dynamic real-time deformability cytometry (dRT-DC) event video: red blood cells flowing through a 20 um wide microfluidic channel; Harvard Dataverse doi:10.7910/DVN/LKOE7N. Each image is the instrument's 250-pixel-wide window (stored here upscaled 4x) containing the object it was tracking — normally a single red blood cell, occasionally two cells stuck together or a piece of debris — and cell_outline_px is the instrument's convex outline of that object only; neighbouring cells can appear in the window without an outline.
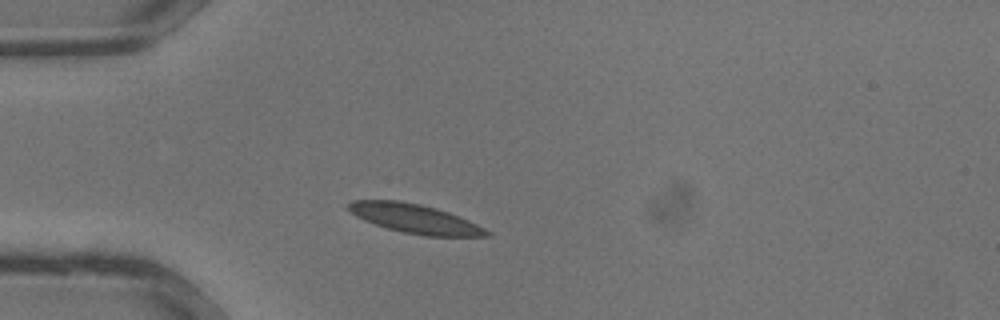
{"species": "common noctule bat (a hibernating species)", "species_latin": "Nyctalus noctula", "temperature_condition": "warm", "stored_images_in_passage": 26, "camera_frame_rate_fps": 3000, "um_per_image_px": 0.085, "animal": {"sex": "male", "body_mass_g": 13.3}, "frame": {"image": 1, "passage_image": 1, "time_ms": 0.0, "image_size_px": [1000, 320], "cell_outline_px": [[492, 232], [488, 236], [424, 236], [404, 232], [388, 228], [364, 220], [348, 212], [348, 204], [352, 200], [400, 200], [420, 204], [436, 208], [448, 212], [468, 220]], "centroid_in_image_um": [35.25, 18.58], "position_along_channel_um": 49.8, "area_um2": 23.29}}
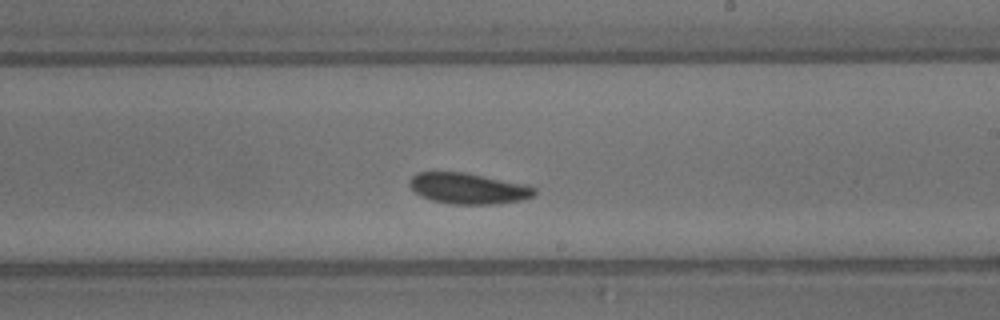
{"frame": {"image": 2, "passage_image": 12, "time_ms": 3.667, "image_size_px": [1000, 320], "cell_outline_px": [[536, 192], [532, 196], [520, 200], [496, 204], [452, 204], [432, 200], [420, 196], [408, 184], [408, 180], [416, 172], [464, 172], [528, 184], [536, 188]], "centroid_in_image_um": [39.8, 16.01], "position_along_channel_um": 249.2, "area_um2": 22.6}}
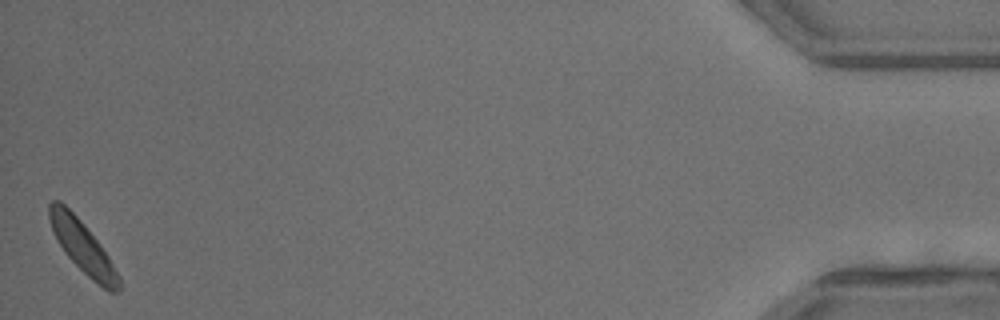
{"frame": {"image": 3, "passage_image": 26, "time_ms": 8.333, "image_size_px": [1000, 320], "cell_outline_px": [[120, 292], [108, 292], [92, 280], [64, 252], [52, 228], [48, 216], [48, 204], [52, 200], [60, 200], [80, 220], [100, 244], [108, 256], [120, 276]], "centroid_in_image_um": [7.04, 21.0], "position_along_channel_um": 428.2, "area_um2": 20.63}}